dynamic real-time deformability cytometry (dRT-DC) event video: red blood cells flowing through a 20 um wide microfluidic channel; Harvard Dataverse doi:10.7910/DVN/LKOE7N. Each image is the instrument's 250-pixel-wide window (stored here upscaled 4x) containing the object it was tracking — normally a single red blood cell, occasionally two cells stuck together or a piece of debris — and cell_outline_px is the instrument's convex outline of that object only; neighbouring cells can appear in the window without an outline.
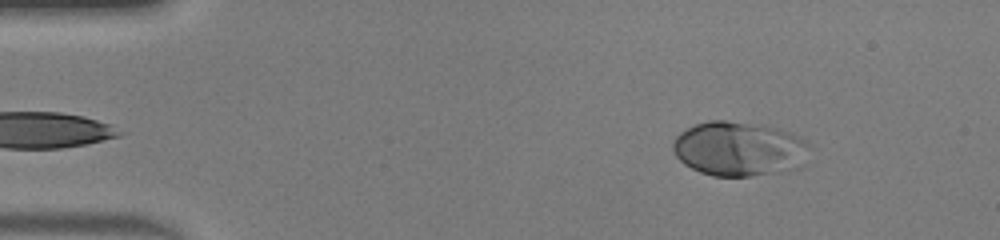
{"species": "human", "species_latin": "Homo sapiens", "temperature_condition": "warm", "stored_images_in_passage": 44, "segment_of_instrument_passage": [1, 2], "camera_frame_rate_fps": 3000, "um_per_image_px": 0.085, "donor": {"sex": "male"}, "frame": {"image": 1, "passage_image": 2, "time_ms": 0.333, "image_size_px": [1000, 240], "cell_outline_px": [[812, 148], [808, 164], [800, 168], [780, 172], [752, 176], [712, 176], [700, 172], [684, 164], [676, 156], [672, 148], [672, 144], [676, 136], [680, 132], [696, 124], [708, 120], [724, 120], [768, 124], [780, 128], [800, 136]], "centroid_in_image_um": [62.92, 12.64], "position_along_channel_um": 22.1, "area_um2": 44.62}}
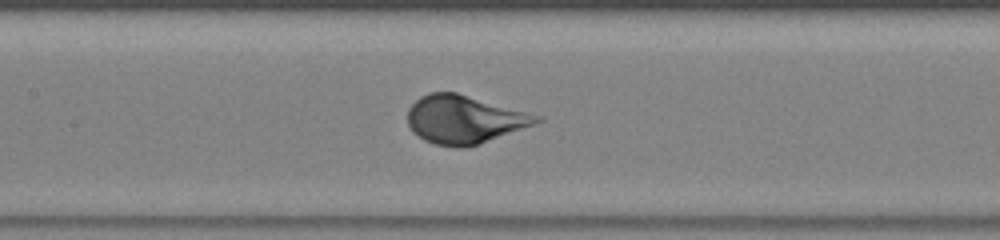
{"frame": {"image": 2, "passage_image": 18, "time_ms": 5.667, "image_size_px": [1000, 240], "cell_outline_px": [[544, 120], [476, 144], [464, 148], [456, 148], [436, 144], [424, 140], [412, 132], [408, 124], [408, 108], [420, 96], [428, 92], [456, 92], [540, 116]], "centroid_in_image_um": [39.38, 10.14], "position_along_channel_um": 168.0, "area_um2": 35.55}}
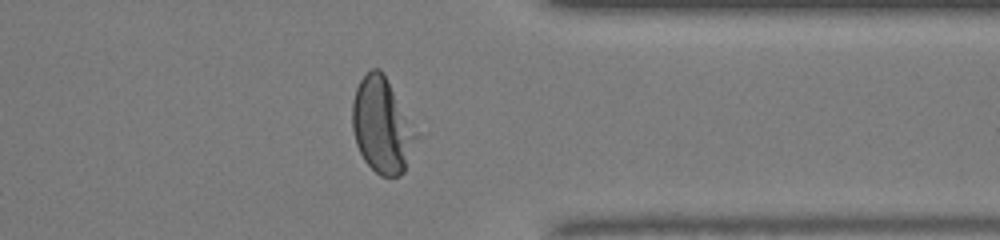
{"frame": {"image": 3, "passage_image": 33, "time_ms": 10.667, "image_size_px": [1000, 240], "cell_outline_px": [[416, 136], [404, 172], [400, 176], [380, 176], [364, 160], [356, 144], [352, 128], [352, 100], [356, 88], [360, 80], [372, 68], [380, 68], [416, 132]], "centroid_in_image_um": [32.41, 10.69], "position_along_channel_um": 379.0, "area_um2": 34.45}}